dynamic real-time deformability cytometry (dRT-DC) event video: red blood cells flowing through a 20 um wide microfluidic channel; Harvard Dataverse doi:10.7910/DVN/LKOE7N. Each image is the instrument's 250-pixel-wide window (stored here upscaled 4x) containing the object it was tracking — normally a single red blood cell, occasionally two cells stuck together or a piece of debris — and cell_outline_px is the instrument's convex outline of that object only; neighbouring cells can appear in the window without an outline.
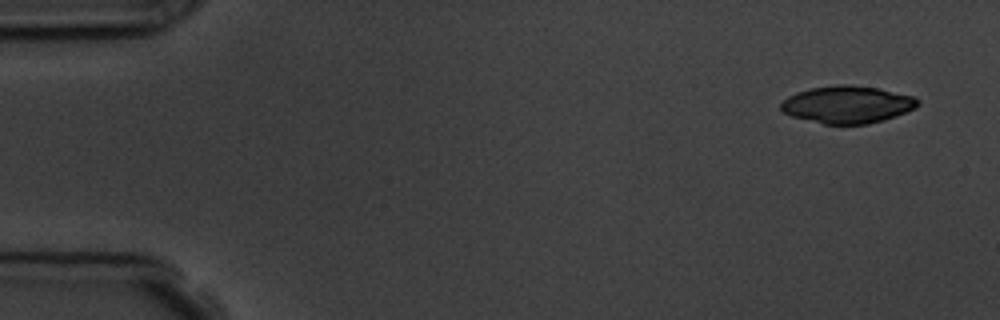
{"species": "common noctule bat (a hibernating species)", "species_latin": "Nyctalus noctula", "temperature_condition": "room temperature", "stored_images_in_passage": 4, "camera_frame_rate_fps": 3000, "um_per_image_px": 0.085, "animal": {"sex": "male", "body_mass_g": 19.5, "forearm_length_mm": 54.6}, "frame": {"image": 1, "passage_image": 1, "time_ms": 0.0, "image_size_px": [1000, 320], "cell_outline_px": [[920, 104], [916, 108], [896, 116], [884, 120], [868, 124], [824, 124], [792, 116], [784, 112], [780, 108], [780, 104], [788, 96], [796, 92], [812, 88], [840, 84], [852, 84], [876, 88], [916, 96], [920, 100]], "centroid_in_image_um": [72.07, 8.88], "position_along_channel_um": 12.9, "area_um2": 29.88}}